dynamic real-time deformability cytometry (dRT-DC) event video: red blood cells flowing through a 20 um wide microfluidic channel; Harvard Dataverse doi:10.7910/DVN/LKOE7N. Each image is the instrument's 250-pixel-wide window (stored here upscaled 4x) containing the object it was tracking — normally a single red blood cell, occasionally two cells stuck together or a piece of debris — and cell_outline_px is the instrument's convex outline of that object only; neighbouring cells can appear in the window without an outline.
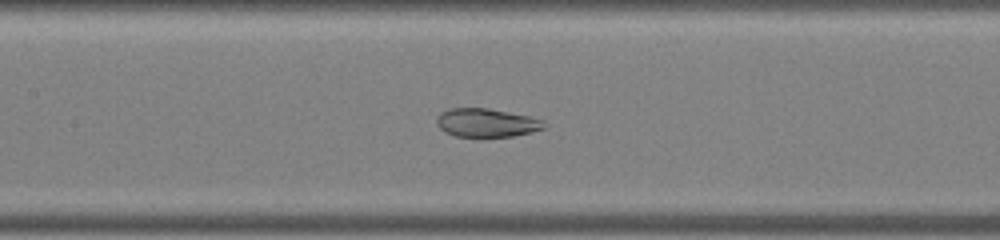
{"species": "common noctule bat (a hibernating species)", "species_latin": "Nyctalus noctula", "temperature_condition": "warm", "stored_images_in_passage": 40, "camera_frame_rate_fps": 3000, "um_per_image_px": 0.085, "animal": {"sex": "male", "body_mass_g": 19.0, "forearm_length_mm": 50.8}, "frame": {"image": 1, "passage_image": 13, "time_ms": 4.0, "image_size_px": [1000, 240], "cell_outline_px": [[544, 128], [532, 132], [512, 136], [484, 140], [480, 140], [456, 136], [444, 132], [436, 124], [436, 120], [440, 112], [448, 108], [488, 108], [528, 116], [544, 120]], "centroid_in_image_um": [41.31, 10.48], "position_along_channel_um": 166.1, "area_um2": 18.61}}
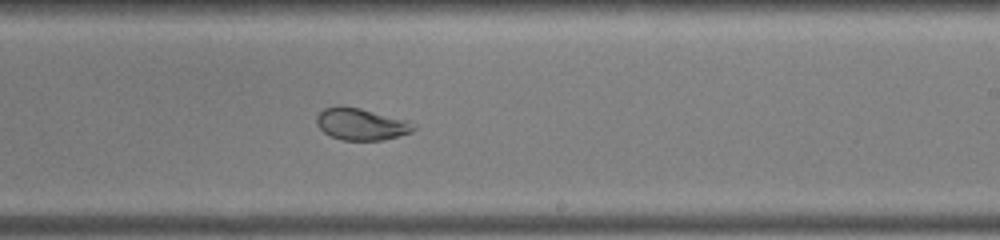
{"frame": {"image": 2, "passage_image": 20, "time_ms": 6.333, "image_size_px": [1000, 240], "cell_outline_px": [[416, 128], [412, 132], [384, 140], [344, 140], [332, 136], [324, 132], [316, 124], [316, 116], [324, 108], [340, 104], [360, 108], [408, 120]], "centroid_in_image_um": [30.68, 10.53], "position_along_channel_um": 258.3, "area_um2": 18.09}}
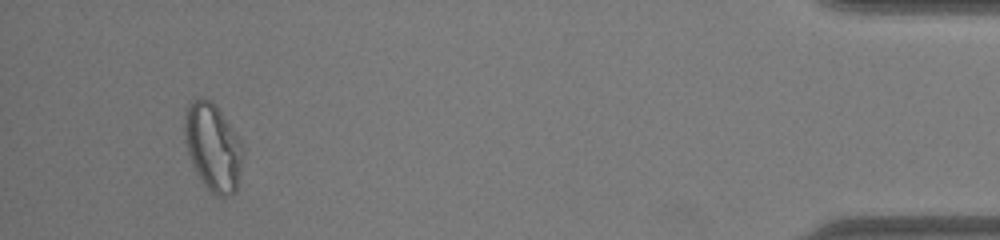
{"frame": {"image": 3, "passage_image": 37, "time_ms": 12.0, "image_size_px": [1000, 240], "cell_outline_px": [[244, 156], [236, 192], [228, 196], [220, 196], [212, 192], [200, 180], [188, 152], [184, 136], [184, 116], [192, 100], [196, 96], [200, 96], [208, 100], [220, 112], [236, 132], [244, 148]], "centroid_in_image_um": [18.12, 12.51], "position_along_channel_um": 417.1, "area_um2": 29.59}, "authors_computed_cell_mechanics": {"area_um2": 23.4668, "velocity_mm_per_s": 3.9755, "shape_relaxation_time_tau1_ms": null, "shape_relaxation_time_tau2_ms": 0.6193, "deformation_change_tau1": null, "deformation_change_tau2": 0.0486}}